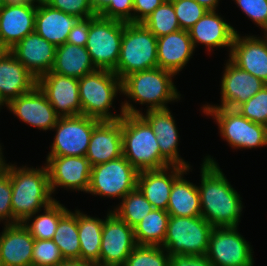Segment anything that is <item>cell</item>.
Instances as JSON below:
<instances>
[{
  "label": "cell",
  "instance_id": "1",
  "mask_svg": "<svg viewBox=\"0 0 267 266\" xmlns=\"http://www.w3.org/2000/svg\"><path fill=\"white\" fill-rule=\"evenodd\" d=\"M201 216L214 227H237L242 212L240 194L231 186L216 161L206 156L201 168Z\"/></svg>",
  "mask_w": 267,
  "mask_h": 266
},
{
  "label": "cell",
  "instance_id": "2",
  "mask_svg": "<svg viewBox=\"0 0 267 266\" xmlns=\"http://www.w3.org/2000/svg\"><path fill=\"white\" fill-rule=\"evenodd\" d=\"M0 165L8 172L11 181L12 224L29 222L41 207L46 208L55 201L51 197L47 166L18 168L6 164L3 156Z\"/></svg>",
  "mask_w": 267,
  "mask_h": 266
},
{
  "label": "cell",
  "instance_id": "3",
  "mask_svg": "<svg viewBox=\"0 0 267 266\" xmlns=\"http://www.w3.org/2000/svg\"><path fill=\"white\" fill-rule=\"evenodd\" d=\"M123 156L138 171L171 166L160 153L156 135L140 115L122 116Z\"/></svg>",
  "mask_w": 267,
  "mask_h": 266
},
{
  "label": "cell",
  "instance_id": "4",
  "mask_svg": "<svg viewBox=\"0 0 267 266\" xmlns=\"http://www.w3.org/2000/svg\"><path fill=\"white\" fill-rule=\"evenodd\" d=\"M158 67L157 37L142 23L124 22L120 56L114 73L126 76Z\"/></svg>",
  "mask_w": 267,
  "mask_h": 266
},
{
  "label": "cell",
  "instance_id": "5",
  "mask_svg": "<svg viewBox=\"0 0 267 266\" xmlns=\"http://www.w3.org/2000/svg\"><path fill=\"white\" fill-rule=\"evenodd\" d=\"M174 75L159 67L132 73L122 80L121 93L140 104H150L148 111L166 109V103L181 96L172 82Z\"/></svg>",
  "mask_w": 267,
  "mask_h": 266
},
{
  "label": "cell",
  "instance_id": "6",
  "mask_svg": "<svg viewBox=\"0 0 267 266\" xmlns=\"http://www.w3.org/2000/svg\"><path fill=\"white\" fill-rule=\"evenodd\" d=\"M82 115L100 121H116L123 115H113L110 107L117 92H122V81L109 70H96L78 79Z\"/></svg>",
  "mask_w": 267,
  "mask_h": 266
},
{
  "label": "cell",
  "instance_id": "7",
  "mask_svg": "<svg viewBox=\"0 0 267 266\" xmlns=\"http://www.w3.org/2000/svg\"><path fill=\"white\" fill-rule=\"evenodd\" d=\"M212 229L202 216H170L162 247L170 256H206Z\"/></svg>",
  "mask_w": 267,
  "mask_h": 266
},
{
  "label": "cell",
  "instance_id": "8",
  "mask_svg": "<svg viewBox=\"0 0 267 266\" xmlns=\"http://www.w3.org/2000/svg\"><path fill=\"white\" fill-rule=\"evenodd\" d=\"M123 31V21L98 16L91 23L85 47L96 69L115 71Z\"/></svg>",
  "mask_w": 267,
  "mask_h": 266
},
{
  "label": "cell",
  "instance_id": "9",
  "mask_svg": "<svg viewBox=\"0 0 267 266\" xmlns=\"http://www.w3.org/2000/svg\"><path fill=\"white\" fill-rule=\"evenodd\" d=\"M206 115L214 116L220 133L233 148H255L267 145V127L242 116L237 109L204 107Z\"/></svg>",
  "mask_w": 267,
  "mask_h": 266
},
{
  "label": "cell",
  "instance_id": "10",
  "mask_svg": "<svg viewBox=\"0 0 267 266\" xmlns=\"http://www.w3.org/2000/svg\"><path fill=\"white\" fill-rule=\"evenodd\" d=\"M139 172L122 155L106 163L92 167L87 193L124 198L137 188Z\"/></svg>",
  "mask_w": 267,
  "mask_h": 266
},
{
  "label": "cell",
  "instance_id": "11",
  "mask_svg": "<svg viewBox=\"0 0 267 266\" xmlns=\"http://www.w3.org/2000/svg\"><path fill=\"white\" fill-rule=\"evenodd\" d=\"M100 122L85 115L59 117L48 156H85L93 129Z\"/></svg>",
  "mask_w": 267,
  "mask_h": 266
},
{
  "label": "cell",
  "instance_id": "12",
  "mask_svg": "<svg viewBox=\"0 0 267 266\" xmlns=\"http://www.w3.org/2000/svg\"><path fill=\"white\" fill-rule=\"evenodd\" d=\"M251 245L237 232V227H214L206 257L214 266H253Z\"/></svg>",
  "mask_w": 267,
  "mask_h": 266
},
{
  "label": "cell",
  "instance_id": "13",
  "mask_svg": "<svg viewBox=\"0 0 267 266\" xmlns=\"http://www.w3.org/2000/svg\"><path fill=\"white\" fill-rule=\"evenodd\" d=\"M137 246L134 228L121 220L112 210L103 223L99 266H124Z\"/></svg>",
  "mask_w": 267,
  "mask_h": 266
},
{
  "label": "cell",
  "instance_id": "14",
  "mask_svg": "<svg viewBox=\"0 0 267 266\" xmlns=\"http://www.w3.org/2000/svg\"><path fill=\"white\" fill-rule=\"evenodd\" d=\"M140 115L151 127L156 135L160 147L161 156L172 166L178 165L184 168H190L178 154V130L175 120L168 108L147 110L146 115L136 110L134 106L127 101L121 106V115Z\"/></svg>",
  "mask_w": 267,
  "mask_h": 266
},
{
  "label": "cell",
  "instance_id": "15",
  "mask_svg": "<svg viewBox=\"0 0 267 266\" xmlns=\"http://www.w3.org/2000/svg\"><path fill=\"white\" fill-rule=\"evenodd\" d=\"M37 86L60 117L82 115L78 78L50 71L37 79Z\"/></svg>",
  "mask_w": 267,
  "mask_h": 266
},
{
  "label": "cell",
  "instance_id": "16",
  "mask_svg": "<svg viewBox=\"0 0 267 266\" xmlns=\"http://www.w3.org/2000/svg\"><path fill=\"white\" fill-rule=\"evenodd\" d=\"M51 193L56 187L88 191L92 166L85 156H47Z\"/></svg>",
  "mask_w": 267,
  "mask_h": 266
},
{
  "label": "cell",
  "instance_id": "17",
  "mask_svg": "<svg viewBox=\"0 0 267 266\" xmlns=\"http://www.w3.org/2000/svg\"><path fill=\"white\" fill-rule=\"evenodd\" d=\"M265 85L259 78L242 70L229 59L221 80L222 104L220 106L206 105L205 107L237 109Z\"/></svg>",
  "mask_w": 267,
  "mask_h": 266
},
{
  "label": "cell",
  "instance_id": "18",
  "mask_svg": "<svg viewBox=\"0 0 267 266\" xmlns=\"http://www.w3.org/2000/svg\"><path fill=\"white\" fill-rule=\"evenodd\" d=\"M6 106L24 123L45 131L53 129L60 117L38 86L11 100Z\"/></svg>",
  "mask_w": 267,
  "mask_h": 266
},
{
  "label": "cell",
  "instance_id": "19",
  "mask_svg": "<svg viewBox=\"0 0 267 266\" xmlns=\"http://www.w3.org/2000/svg\"><path fill=\"white\" fill-rule=\"evenodd\" d=\"M265 39L255 36H244L236 32L230 60L239 68L259 78L267 85V33Z\"/></svg>",
  "mask_w": 267,
  "mask_h": 266
},
{
  "label": "cell",
  "instance_id": "20",
  "mask_svg": "<svg viewBox=\"0 0 267 266\" xmlns=\"http://www.w3.org/2000/svg\"><path fill=\"white\" fill-rule=\"evenodd\" d=\"M9 51L38 79L51 71L56 47L34 31Z\"/></svg>",
  "mask_w": 267,
  "mask_h": 266
},
{
  "label": "cell",
  "instance_id": "21",
  "mask_svg": "<svg viewBox=\"0 0 267 266\" xmlns=\"http://www.w3.org/2000/svg\"><path fill=\"white\" fill-rule=\"evenodd\" d=\"M122 155V117L116 121H101L93 129L85 157L93 167Z\"/></svg>",
  "mask_w": 267,
  "mask_h": 266
},
{
  "label": "cell",
  "instance_id": "22",
  "mask_svg": "<svg viewBox=\"0 0 267 266\" xmlns=\"http://www.w3.org/2000/svg\"><path fill=\"white\" fill-rule=\"evenodd\" d=\"M170 168L171 172H168ZM189 169L190 168L187 169L178 165H172L157 170L141 171L137 178V188L154 209L167 211L174 181Z\"/></svg>",
  "mask_w": 267,
  "mask_h": 266
},
{
  "label": "cell",
  "instance_id": "23",
  "mask_svg": "<svg viewBox=\"0 0 267 266\" xmlns=\"http://www.w3.org/2000/svg\"><path fill=\"white\" fill-rule=\"evenodd\" d=\"M35 239L22 223L5 224L0 234L2 266H32Z\"/></svg>",
  "mask_w": 267,
  "mask_h": 266
},
{
  "label": "cell",
  "instance_id": "24",
  "mask_svg": "<svg viewBox=\"0 0 267 266\" xmlns=\"http://www.w3.org/2000/svg\"><path fill=\"white\" fill-rule=\"evenodd\" d=\"M36 86L37 78L8 50L0 58V98L5 105Z\"/></svg>",
  "mask_w": 267,
  "mask_h": 266
},
{
  "label": "cell",
  "instance_id": "25",
  "mask_svg": "<svg viewBox=\"0 0 267 266\" xmlns=\"http://www.w3.org/2000/svg\"><path fill=\"white\" fill-rule=\"evenodd\" d=\"M194 46L187 30H178L157 38L158 67L177 75L190 60Z\"/></svg>",
  "mask_w": 267,
  "mask_h": 266
},
{
  "label": "cell",
  "instance_id": "26",
  "mask_svg": "<svg viewBox=\"0 0 267 266\" xmlns=\"http://www.w3.org/2000/svg\"><path fill=\"white\" fill-rule=\"evenodd\" d=\"M37 7L3 6L0 9V42L10 50L34 32Z\"/></svg>",
  "mask_w": 267,
  "mask_h": 266
},
{
  "label": "cell",
  "instance_id": "27",
  "mask_svg": "<svg viewBox=\"0 0 267 266\" xmlns=\"http://www.w3.org/2000/svg\"><path fill=\"white\" fill-rule=\"evenodd\" d=\"M189 35L195 48L196 44L206 45L209 51L214 47L232 48L233 39L237 32L226 23L215 10H208L189 30Z\"/></svg>",
  "mask_w": 267,
  "mask_h": 266
},
{
  "label": "cell",
  "instance_id": "28",
  "mask_svg": "<svg viewBox=\"0 0 267 266\" xmlns=\"http://www.w3.org/2000/svg\"><path fill=\"white\" fill-rule=\"evenodd\" d=\"M76 16L54 9L48 4L37 5L34 31L58 47L66 43L68 35L76 24Z\"/></svg>",
  "mask_w": 267,
  "mask_h": 266
},
{
  "label": "cell",
  "instance_id": "29",
  "mask_svg": "<svg viewBox=\"0 0 267 266\" xmlns=\"http://www.w3.org/2000/svg\"><path fill=\"white\" fill-rule=\"evenodd\" d=\"M96 70L86 47L67 42L56 47L51 72L79 79Z\"/></svg>",
  "mask_w": 267,
  "mask_h": 266
},
{
  "label": "cell",
  "instance_id": "30",
  "mask_svg": "<svg viewBox=\"0 0 267 266\" xmlns=\"http://www.w3.org/2000/svg\"><path fill=\"white\" fill-rule=\"evenodd\" d=\"M182 173L173 183L167 212L170 216H201L200 194L196 185L183 179Z\"/></svg>",
  "mask_w": 267,
  "mask_h": 266
},
{
  "label": "cell",
  "instance_id": "31",
  "mask_svg": "<svg viewBox=\"0 0 267 266\" xmlns=\"http://www.w3.org/2000/svg\"><path fill=\"white\" fill-rule=\"evenodd\" d=\"M75 213L78 215L80 260L97 263L100 259L104 219L90 217L79 210Z\"/></svg>",
  "mask_w": 267,
  "mask_h": 266
},
{
  "label": "cell",
  "instance_id": "32",
  "mask_svg": "<svg viewBox=\"0 0 267 266\" xmlns=\"http://www.w3.org/2000/svg\"><path fill=\"white\" fill-rule=\"evenodd\" d=\"M169 213L162 209H153L134 227L137 245L161 246L164 243Z\"/></svg>",
  "mask_w": 267,
  "mask_h": 266
},
{
  "label": "cell",
  "instance_id": "33",
  "mask_svg": "<svg viewBox=\"0 0 267 266\" xmlns=\"http://www.w3.org/2000/svg\"><path fill=\"white\" fill-rule=\"evenodd\" d=\"M53 242L60 249L65 260L80 259L78 215L67 211L60 219Z\"/></svg>",
  "mask_w": 267,
  "mask_h": 266
},
{
  "label": "cell",
  "instance_id": "34",
  "mask_svg": "<svg viewBox=\"0 0 267 266\" xmlns=\"http://www.w3.org/2000/svg\"><path fill=\"white\" fill-rule=\"evenodd\" d=\"M68 211L59 201H53L44 208V214L37 215L33 222H22L34 239L51 240L59 224V219Z\"/></svg>",
  "mask_w": 267,
  "mask_h": 266
},
{
  "label": "cell",
  "instance_id": "35",
  "mask_svg": "<svg viewBox=\"0 0 267 266\" xmlns=\"http://www.w3.org/2000/svg\"><path fill=\"white\" fill-rule=\"evenodd\" d=\"M153 209L150 202L144 197L141 191L136 188L129 192L122 199L121 205L112 212L121 220L125 221L130 227L134 228Z\"/></svg>",
  "mask_w": 267,
  "mask_h": 266
},
{
  "label": "cell",
  "instance_id": "36",
  "mask_svg": "<svg viewBox=\"0 0 267 266\" xmlns=\"http://www.w3.org/2000/svg\"><path fill=\"white\" fill-rule=\"evenodd\" d=\"M142 24L157 38L181 29L171 0H164Z\"/></svg>",
  "mask_w": 267,
  "mask_h": 266
},
{
  "label": "cell",
  "instance_id": "37",
  "mask_svg": "<svg viewBox=\"0 0 267 266\" xmlns=\"http://www.w3.org/2000/svg\"><path fill=\"white\" fill-rule=\"evenodd\" d=\"M170 259L171 256L161 246L137 245L124 266H169Z\"/></svg>",
  "mask_w": 267,
  "mask_h": 266
},
{
  "label": "cell",
  "instance_id": "38",
  "mask_svg": "<svg viewBox=\"0 0 267 266\" xmlns=\"http://www.w3.org/2000/svg\"><path fill=\"white\" fill-rule=\"evenodd\" d=\"M248 120L267 127V85L237 108Z\"/></svg>",
  "mask_w": 267,
  "mask_h": 266
},
{
  "label": "cell",
  "instance_id": "39",
  "mask_svg": "<svg viewBox=\"0 0 267 266\" xmlns=\"http://www.w3.org/2000/svg\"><path fill=\"white\" fill-rule=\"evenodd\" d=\"M65 259L53 240L35 239L32 266H59Z\"/></svg>",
  "mask_w": 267,
  "mask_h": 266
},
{
  "label": "cell",
  "instance_id": "40",
  "mask_svg": "<svg viewBox=\"0 0 267 266\" xmlns=\"http://www.w3.org/2000/svg\"><path fill=\"white\" fill-rule=\"evenodd\" d=\"M182 30H189L206 13L207 9L195 0H171Z\"/></svg>",
  "mask_w": 267,
  "mask_h": 266
},
{
  "label": "cell",
  "instance_id": "41",
  "mask_svg": "<svg viewBox=\"0 0 267 266\" xmlns=\"http://www.w3.org/2000/svg\"><path fill=\"white\" fill-rule=\"evenodd\" d=\"M11 197L12 186L9 174L0 165V221L6 220V225L12 224Z\"/></svg>",
  "mask_w": 267,
  "mask_h": 266
},
{
  "label": "cell",
  "instance_id": "42",
  "mask_svg": "<svg viewBox=\"0 0 267 266\" xmlns=\"http://www.w3.org/2000/svg\"><path fill=\"white\" fill-rule=\"evenodd\" d=\"M47 4L66 14L76 16L78 19L95 15L90 0H49Z\"/></svg>",
  "mask_w": 267,
  "mask_h": 266
},
{
  "label": "cell",
  "instance_id": "43",
  "mask_svg": "<svg viewBox=\"0 0 267 266\" xmlns=\"http://www.w3.org/2000/svg\"><path fill=\"white\" fill-rule=\"evenodd\" d=\"M241 10L267 33V0H235Z\"/></svg>",
  "mask_w": 267,
  "mask_h": 266
},
{
  "label": "cell",
  "instance_id": "44",
  "mask_svg": "<svg viewBox=\"0 0 267 266\" xmlns=\"http://www.w3.org/2000/svg\"><path fill=\"white\" fill-rule=\"evenodd\" d=\"M132 11L133 0H109L108 6L98 16L133 23Z\"/></svg>",
  "mask_w": 267,
  "mask_h": 266
},
{
  "label": "cell",
  "instance_id": "45",
  "mask_svg": "<svg viewBox=\"0 0 267 266\" xmlns=\"http://www.w3.org/2000/svg\"><path fill=\"white\" fill-rule=\"evenodd\" d=\"M97 17L98 15L95 14L86 18H79L71 29L66 42L85 47L91 23Z\"/></svg>",
  "mask_w": 267,
  "mask_h": 266
},
{
  "label": "cell",
  "instance_id": "46",
  "mask_svg": "<svg viewBox=\"0 0 267 266\" xmlns=\"http://www.w3.org/2000/svg\"><path fill=\"white\" fill-rule=\"evenodd\" d=\"M163 2L164 0H133V23H142Z\"/></svg>",
  "mask_w": 267,
  "mask_h": 266
},
{
  "label": "cell",
  "instance_id": "47",
  "mask_svg": "<svg viewBox=\"0 0 267 266\" xmlns=\"http://www.w3.org/2000/svg\"><path fill=\"white\" fill-rule=\"evenodd\" d=\"M169 266H214L206 256L173 255Z\"/></svg>",
  "mask_w": 267,
  "mask_h": 266
},
{
  "label": "cell",
  "instance_id": "48",
  "mask_svg": "<svg viewBox=\"0 0 267 266\" xmlns=\"http://www.w3.org/2000/svg\"><path fill=\"white\" fill-rule=\"evenodd\" d=\"M59 266H99L97 263L80 259L64 260Z\"/></svg>",
  "mask_w": 267,
  "mask_h": 266
},
{
  "label": "cell",
  "instance_id": "49",
  "mask_svg": "<svg viewBox=\"0 0 267 266\" xmlns=\"http://www.w3.org/2000/svg\"><path fill=\"white\" fill-rule=\"evenodd\" d=\"M3 6L37 7L33 0H4Z\"/></svg>",
  "mask_w": 267,
  "mask_h": 266
},
{
  "label": "cell",
  "instance_id": "50",
  "mask_svg": "<svg viewBox=\"0 0 267 266\" xmlns=\"http://www.w3.org/2000/svg\"><path fill=\"white\" fill-rule=\"evenodd\" d=\"M93 13L99 15L109 4V0H90Z\"/></svg>",
  "mask_w": 267,
  "mask_h": 266
},
{
  "label": "cell",
  "instance_id": "51",
  "mask_svg": "<svg viewBox=\"0 0 267 266\" xmlns=\"http://www.w3.org/2000/svg\"><path fill=\"white\" fill-rule=\"evenodd\" d=\"M199 5H202L207 10H216L219 0H195Z\"/></svg>",
  "mask_w": 267,
  "mask_h": 266
},
{
  "label": "cell",
  "instance_id": "52",
  "mask_svg": "<svg viewBox=\"0 0 267 266\" xmlns=\"http://www.w3.org/2000/svg\"><path fill=\"white\" fill-rule=\"evenodd\" d=\"M8 51V49L0 42V58Z\"/></svg>",
  "mask_w": 267,
  "mask_h": 266
},
{
  "label": "cell",
  "instance_id": "53",
  "mask_svg": "<svg viewBox=\"0 0 267 266\" xmlns=\"http://www.w3.org/2000/svg\"><path fill=\"white\" fill-rule=\"evenodd\" d=\"M34 3H38V5H41V4H47L49 2V0H33Z\"/></svg>",
  "mask_w": 267,
  "mask_h": 266
},
{
  "label": "cell",
  "instance_id": "54",
  "mask_svg": "<svg viewBox=\"0 0 267 266\" xmlns=\"http://www.w3.org/2000/svg\"><path fill=\"white\" fill-rule=\"evenodd\" d=\"M4 5V0H0V9L3 7Z\"/></svg>",
  "mask_w": 267,
  "mask_h": 266
},
{
  "label": "cell",
  "instance_id": "55",
  "mask_svg": "<svg viewBox=\"0 0 267 266\" xmlns=\"http://www.w3.org/2000/svg\"><path fill=\"white\" fill-rule=\"evenodd\" d=\"M5 102L0 98V107H2L1 105H4Z\"/></svg>",
  "mask_w": 267,
  "mask_h": 266
},
{
  "label": "cell",
  "instance_id": "56",
  "mask_svg": "<svg viewBox=\"0 0 267 266\" xmlns=\"http://www.w3.org/2000/svg\"><path fill=\"white\" fill-rule=\"evenodd\" d=\"M2 148H1V146H0V161H1V159H2V150H1Z\"/></svg>",
  "mask_w": 267,
  "mask_h": 266
}]
</instances>
